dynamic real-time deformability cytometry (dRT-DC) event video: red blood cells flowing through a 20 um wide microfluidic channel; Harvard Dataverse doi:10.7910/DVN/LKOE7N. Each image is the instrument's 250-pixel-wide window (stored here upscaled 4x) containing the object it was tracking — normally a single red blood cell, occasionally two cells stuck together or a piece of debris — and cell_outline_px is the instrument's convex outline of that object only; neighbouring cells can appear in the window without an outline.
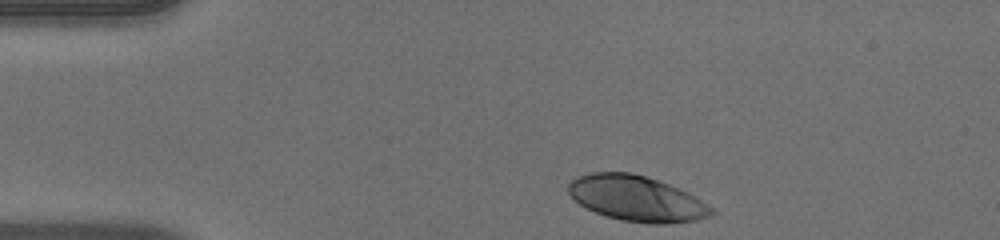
{"species": "human", "species_latin": "Homo sapiens", "temperature_condition": "warm", "stored_images_in_passage": 34, "camera_frame_rate_fps": 3000, "um_per_image_px": 0.085, "donor": {"sex": "male"}, "frame": {"image": 1, "passage_image": 1, "time_ms": 0.0, "image_size_px": [1000, 240], "cell_outline_px": [[716, 212], [712, 216], [696, 220], [668, 224], [652, 224], [620, 220], [596, 212], [580, 204], [568, 192], [568, 184], [572, 180], [580, 176], [592, 172], [632, 172], [668, 184], [688, 192], [708, 204]], "centroid_in_image_um": [54.16, 16.88], "position_along_channel_um": 30.8, "area_um2": 37.74}}
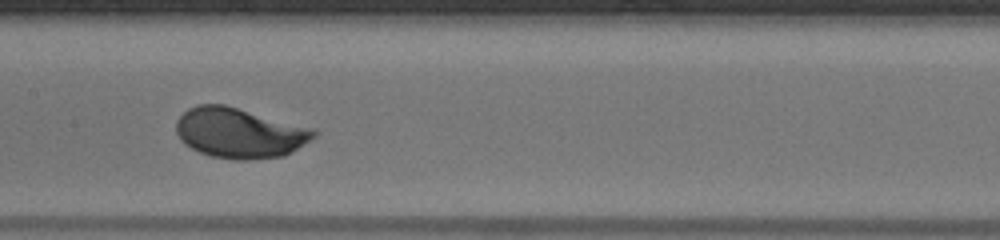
{"frame": {"image": 2, "passage_image": 17, "time_ms": 5.333, "image_size_px": [1000, 240], "cell_outline_px": [[316, 136], [292, 152], [284, 156], [248, 160], [236, 160], [212, 156], [200, 152], [184, 144], [180, 140], [176, 132], [176, 120], [188, 108], [196, 104], [224, 104], [316, 128]], "centroid_in_image_um": [20.37, 11.29], "position_along_channel_um": 187.0, "area_um2": 40.58}}
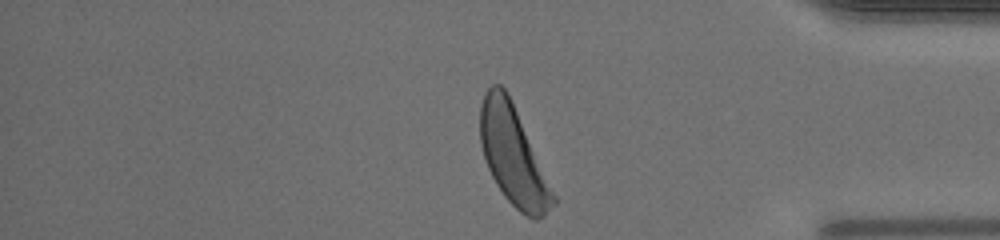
{"frame": {"image": 3, "passage_image": 34, "time_ms": 11.0, "image_size_px": [1000, 240], "cell_outline_px": [[556, 204], [544, 216], [536, 220], [520, 212], [504, 196], [496, 184], [488, 168], [480, 144], [480, 104], [484, 92], [492, 84], [500, 84], [508, 92], [556, 196]], "centroid_in_image_um": [43.61, 13.22], "position_along_channel_um": 391.6, "area_um2": 41.73}, "authors_computed_cell_mechanics": {"area_um2": 38.2925, "velocity_mm_per_s": 4.001, "shape_relaxation_time_tau1_ms": 2.3927, "shape_relaxation_time_tau2_ms": null, "deformation_change_tau1": 0.1691, "deformation_change_tau2": null}}